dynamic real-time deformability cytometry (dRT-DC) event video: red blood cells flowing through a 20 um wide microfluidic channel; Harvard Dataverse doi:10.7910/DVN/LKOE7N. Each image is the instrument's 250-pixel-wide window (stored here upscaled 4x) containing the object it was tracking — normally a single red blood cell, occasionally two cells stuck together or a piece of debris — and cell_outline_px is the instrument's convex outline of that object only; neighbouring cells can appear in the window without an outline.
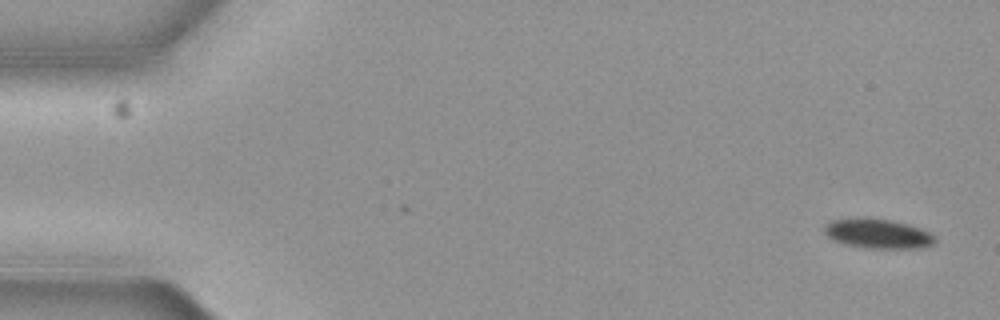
{"species": "common noctule bat (a hibernating species)", "species_latin": "Nyctalus noctula", "temperature_condition": "cold", "stored_images_in_passage": 8, "camera_frame_rate_fps": 3000, "um_per_image_px": 0.085, "animal": {"sex": "female", "body_mass_g": 19.3, "forearm_length_mm": 54.1}, "frame": {"image": 1, "passage_image": 1, "time_ms": 0.0, "image_size_px": [1000, 320], "cell_outline_px": [[936, 244], [924, 248], [864, 248], [844, 244], [832, 240], [824, 232], [824, 224], [832, 220], [868, 216], [892, 220], [908, 224], [920, 228], [936, 236]], "centroid_in_image_um": [74.62, 19.85], "position_along_channel_um": 10.4, "area_um2": 19.59}}